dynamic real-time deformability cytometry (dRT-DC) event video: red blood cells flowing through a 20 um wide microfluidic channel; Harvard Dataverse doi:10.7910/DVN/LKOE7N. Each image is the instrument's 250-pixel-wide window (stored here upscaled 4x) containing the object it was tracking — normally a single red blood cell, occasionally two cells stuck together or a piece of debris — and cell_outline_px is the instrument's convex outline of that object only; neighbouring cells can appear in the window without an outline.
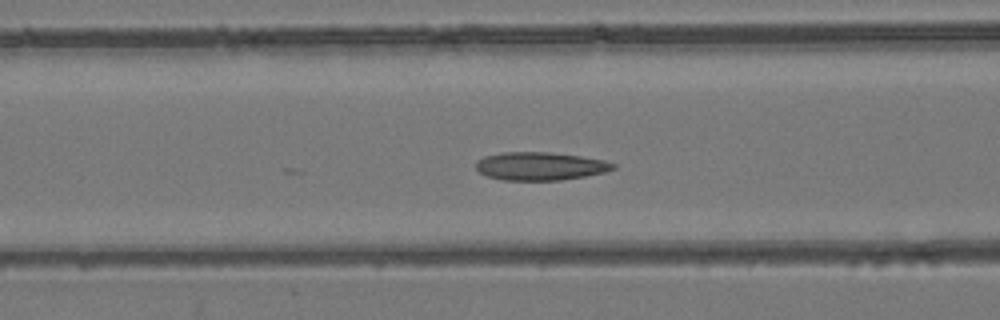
{"species": "common noctule bat (a hibernating species)", "species_latin": "Nyctalus noctula", "temperature_condition": "room temperature", "stored_images_in_passage": 32, "camera_frame_rate_fps": 3000, "um_per_image_px": 0.085, "animal": {"sex": "female", "body_mass_g": 24.6, "forearm_length_mm": 56.2}, "frame": {"image": 1, "passage_image": 15, "time_ms": 4.667, "image_size_px": [1000, 320], "cell_outline_px": [[616, 168], [604, 172], [584, 176], [560, 180], [504, 180], [488, 176], [480, 172], [476, 168], [476, 164], [484, 156], [500, 152], [548, 152], [580, 156], [604, 160], [616, 164]], "centroid_in_image_um": [45.93, 14.12], "position_along_channel_um": 120.7, "area_um2": 22.31}}
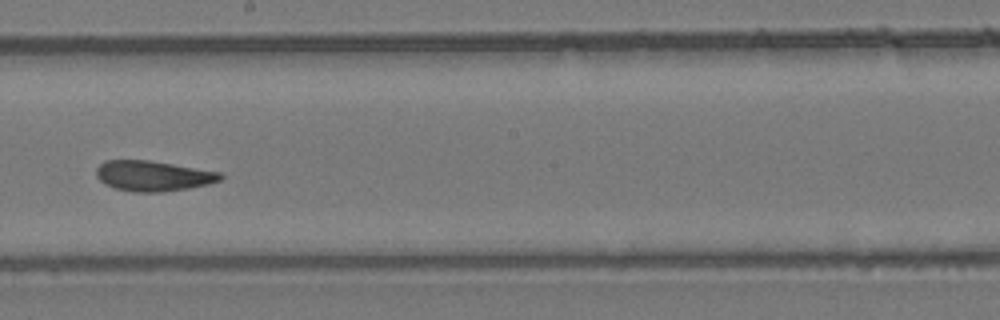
{"frame": {"image": 2, "passage_image": 24, "time_ms": 7.667, "image_size_px": [1000, 320], "cell_outline_px": [[224, 176], [220, 180], [208, 184], [188, 188], [160, 192], [136, 192], [116, 188], [104, 184], [96, 176], [96, 168], [104, 160], [148, 160], [224, 172]], "centroid_in_image_um": [13.03, 14.94], "position_along_channel_um": 235.2, "area_um2": 22.02}}
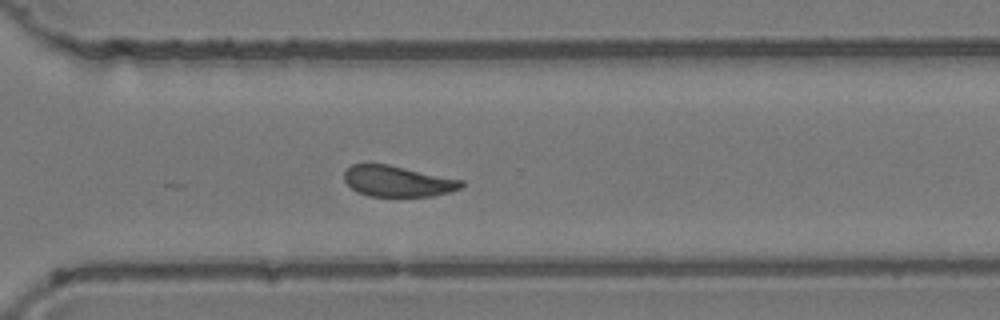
{"frame": {"image": 3, "passage_image": 32, "time_ms": 10.333, "image_size_px": [1000, 320], "cell_outline_px": [[464, 184], [460, 188], [448, 192], [432, 196], [368, 196], [356, 192], [344, 180], [344, 172], [352, 164], [388, 164], [464, 180]], "centroid_in_image_um": [33.79, 15.4], "position_along_channel_um": 336.8, "area_um2": 21.04}}